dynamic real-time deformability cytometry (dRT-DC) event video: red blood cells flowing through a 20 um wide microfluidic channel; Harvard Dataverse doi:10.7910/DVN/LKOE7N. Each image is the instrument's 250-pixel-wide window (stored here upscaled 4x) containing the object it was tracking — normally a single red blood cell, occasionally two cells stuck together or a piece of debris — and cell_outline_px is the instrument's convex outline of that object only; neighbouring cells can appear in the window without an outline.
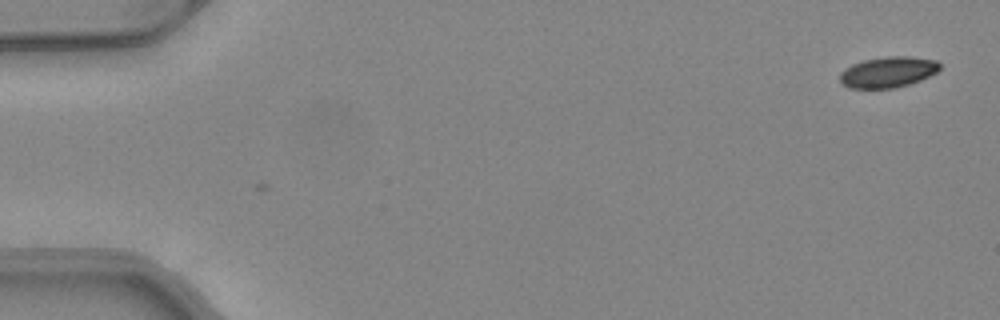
{"species": "common noctule bat (a hibernating species)", "species_latin": "Nyctalus noctula", "temperature_condition": "warm", "stored_images_in_passage": 2, "camera_frame_rate_fps": 3000, "um_per_image_px": 0.085, "animal": {"sex": "female", "body_mass_g": 24.6, "forearm_length_mm": 56.2}, "frame": {"image": 1, "passage_image": 2, "time_ms": 0.333, "image_size_px": [1000, 320], "cell_outline_px": [[940, 68], [936, 72], [920, 80], [896, 88], [848, 88], [840, 84], [840, 72], [844, 68], [852, 64], [864, 60], [888, 56], [908, 56], [936, 60], [940, 64]], "centroid_in_image_um": [75.44, 6.13], "position_along_channel_um": 9.6, "area_um2": 17.98}}